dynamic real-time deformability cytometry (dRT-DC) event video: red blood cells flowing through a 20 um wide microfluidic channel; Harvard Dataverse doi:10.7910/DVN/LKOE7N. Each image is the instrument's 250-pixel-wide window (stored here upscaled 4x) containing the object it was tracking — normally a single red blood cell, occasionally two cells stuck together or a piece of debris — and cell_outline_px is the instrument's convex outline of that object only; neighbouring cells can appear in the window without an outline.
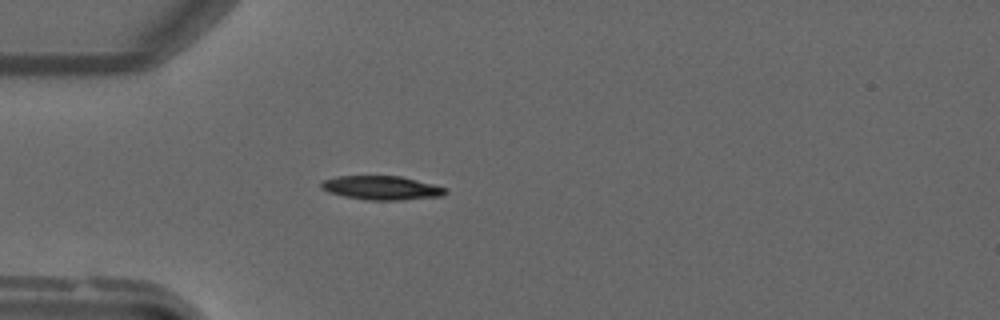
{"species": "common noctule bat (a hibernating species)", "species_latin": "Nyctalus noctula", "temperature_condition": "warm", "stored_images_in_passage": 40, "camera_frame_rate_fps": 3000, "um_per_image_px": 0.085, "animal": {"sex": "male", "forearm_length_mm": 52.5}, "frame": {"image": 1, "passage_image": 5, "time_ms": 1.333, "image_size_px": [1000, 320], "cell_outline_px": [[448, 192], [440, 196], [400, 200], [368, 200], [344, 196], [328, 192], [320, 188], [320, 184], [324, 180], [336, 176], [400, 176], [448, 188]], "centroid_in_image_um": [32.42, 15.96], "position_along_channel_um": 52.6, "area_um2": 17.22}}
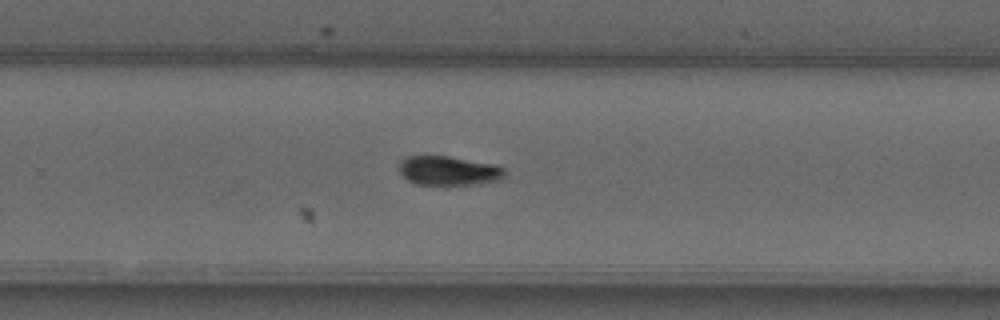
{"frame": {"image": 2, "passage_image": 23, "time_ms": 7.333, "image_size_px": [1000, 320], "cell_outline_px": [[504, 180], [480, 184], [416, 184], [408, 180], [400, 172], [400, 160], [408, 156], [448, 156], [496, 164], [504, 168]], "centroid_in_image_um": [38.19, 14.51], "position_along_channel_um": 291.6, "area_um2": 18.03}}
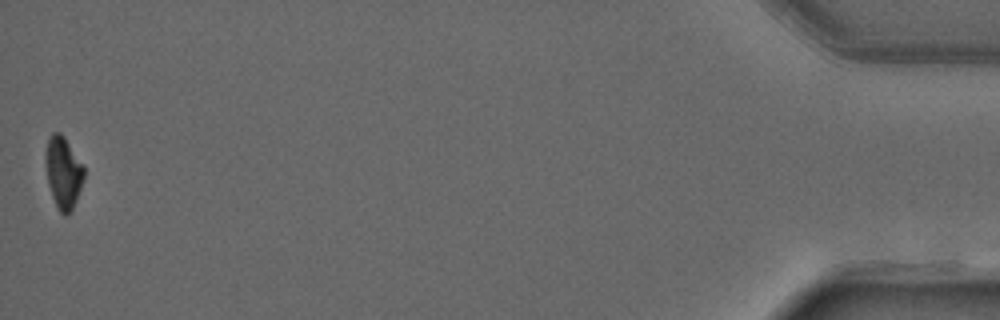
{"frame": {"image": 3, "passage_image": 40, "time_ms": 13.0, "image_size_px": [1000, 320], "cell_outline_px": [[84, 176], [72, 212], [64, 216], [56, 208], [48, 184], [44, 160], [44, 156], [48, 136], [52, 132], [60, 132], [64, 136], [84, 168]], "centroid_in_image_um": [5.34, 14.66], "position_along_channel_um": 429.9, "area_um2": 16.18}}